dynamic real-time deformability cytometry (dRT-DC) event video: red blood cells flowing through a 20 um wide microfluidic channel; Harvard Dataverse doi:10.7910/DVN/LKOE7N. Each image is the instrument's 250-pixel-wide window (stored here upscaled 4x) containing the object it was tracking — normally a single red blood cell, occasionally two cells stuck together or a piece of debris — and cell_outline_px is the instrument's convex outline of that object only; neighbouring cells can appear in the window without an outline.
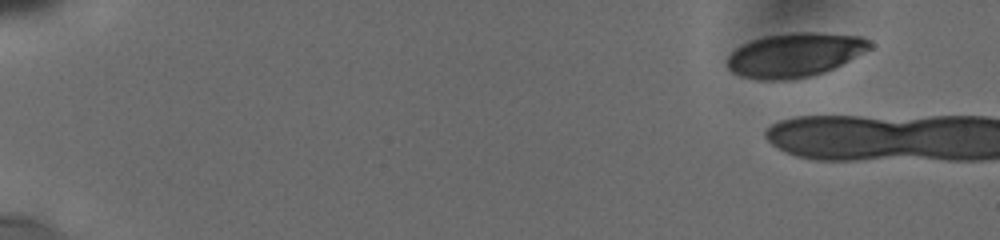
{"species": "human", "species_latin": "Homo sapiens", "temperature_condition": "cold", "stored_images_in_passage": 11, "camera_frame_rate_fps": 3000, "um_per_image_px": 0.085, "donor": {"sex": "male"}, "frame": {"image": 1, "passage_image": 1, "time_ms": 0.0, "image_size_px": [1000, 240], "cell_outline_px": [[872, 48], [824, 72], [808, 76], [784, 80], [760, 80], [740, 76], [732, 72], [728, 68], [728, 56], [736, 48], [752, 40], [768, 36], [796, 32], [816, 32], [860, 36], [868, 40], [872, 44]], "centroid_in_image_um": [67.54, 4.67], "position_along_channel_um": 17.5, "area_um2": 36.13}}